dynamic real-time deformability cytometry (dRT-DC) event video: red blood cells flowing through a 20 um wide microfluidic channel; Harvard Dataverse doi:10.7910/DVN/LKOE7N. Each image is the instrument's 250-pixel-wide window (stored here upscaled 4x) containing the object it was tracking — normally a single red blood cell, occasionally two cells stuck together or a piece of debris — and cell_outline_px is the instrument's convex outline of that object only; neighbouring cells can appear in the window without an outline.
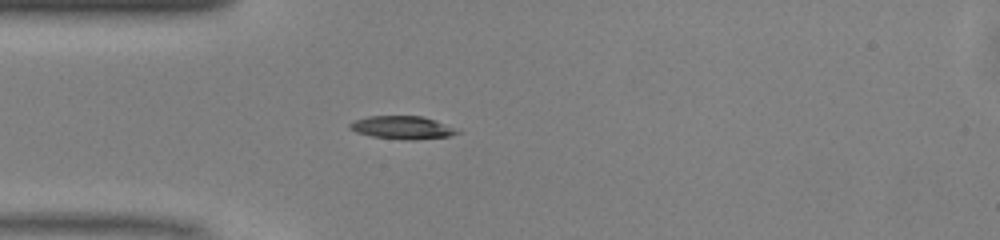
{"species": "common noctule bat (a hibernating species)", "species_latin": "Nyctalus noctula", "temperature_condition": "warm", "stored_images_in_passage": 44, "camera_frame_rate_fps": 3000, "um_per_image_px": 0.085, "animal": {"sex": "male", "body_mass_g": 13.0, "forearm_length_mm": 53.1}, "frame": {"image": 1, "passage_image": 8, "time_ms": 2.333, "image_size_px": [1000, 240], "cell_outline_px": [[460, 132], [452, 136], [416, 140], [408, 140], [372, 136], [356, 132], [348, 128], [348, 124], [356, 120], [368, 116], [424, 116], [460, 128]], "centroid_in_image_um": [34.28, 10.84], "position_along_channel_um": 50.7, "area_um2": 14.68}}
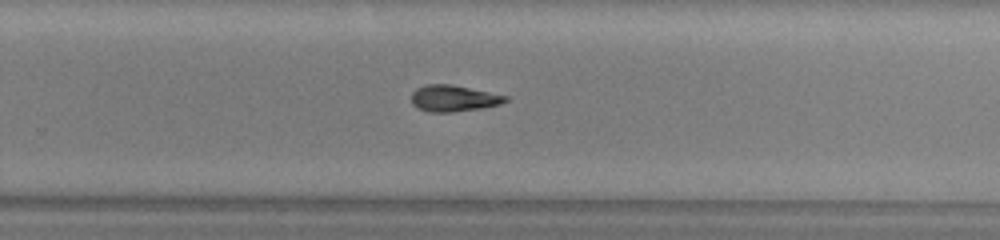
{"frame": {"image": 2, "passage_image": 26, "time_ms": 8.333, "image_size_px": [1000, 240], "cell_outline_px": [[508, 100], [500, 104], [480, 108], [452, 112], [428, 112], [416, 108], [412, 104], [412, 92], [416, 88], [428, 84], [448, 84], [508, 96]], "centroid_in_image_um": [38.51, 8.37], "position_along_channel_um": 291.3, "area_um2": 14.28}}
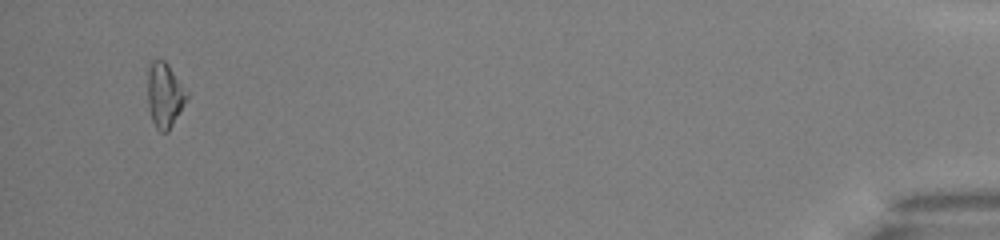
{"frame": {"image": 3, "passage_image": 42, "time_ms": 13.667, "image_size_px": [1000, 240], "cell_outline_px": [[188, 96], [180, 112], [168, 132], [160, 132], [156, 128], [152, 120], [148, 108], [148, 68], [152, 60], [164, 60], [168, 64], [188, 92]], "centroid_in_image_um": [13.99, 8.09], "position_along_channel_um": 421.2, "area_um2": 14.74}, "authors_computed_cell_mechanics": {"area_um2": 14.3344, "velocity_mm_per_s": 4.1278, "shape_relaxation_time_tau1_ms": 2.6928, "shape_relaxation_time_tau2_ms": null, "deformation_change_tau1": 0.1312, "deformation_change_tau2": null}}